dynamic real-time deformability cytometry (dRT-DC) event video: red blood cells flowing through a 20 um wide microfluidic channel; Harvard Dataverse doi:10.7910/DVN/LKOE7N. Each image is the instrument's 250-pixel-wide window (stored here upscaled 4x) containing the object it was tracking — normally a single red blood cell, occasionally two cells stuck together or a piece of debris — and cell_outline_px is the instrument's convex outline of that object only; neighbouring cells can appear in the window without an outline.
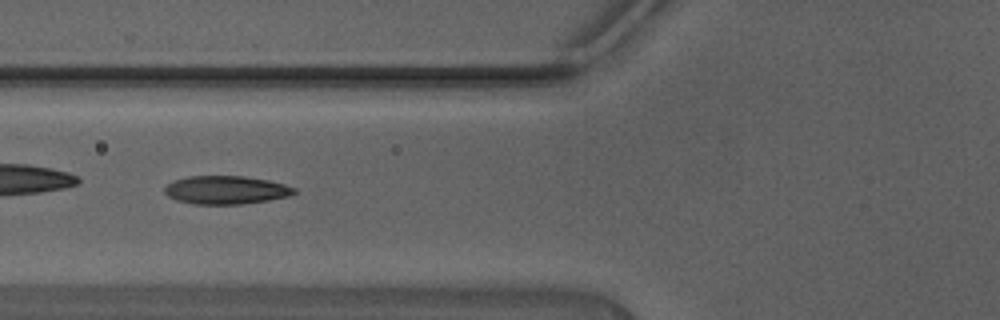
{"species": "Egyptian fruit bat (a non-hibernating species)", "species_latin": "Rousettus aegyptiacus", "temperature_condition": "warm", "stored_images_in_passage": 32, "segment_of_instrument_passage": [1, 2], "camera_frame_rate_fps": 3000, "um_per_image_px": 0.085, "animal": {"sex": "male"}, "frame": {"image": 1, "passage_image": 3, "time_ms": 0.667, "image_size_px": [1000, 320], "cell_outline_px": [[296, 192], [288, 196], [268, 200], [244, 204], [192, 204], [176, 200], [168, 196], [164, 192], [164, 188], [172, 180], [188, 176], [244, 176], [268, 180], [284, 184], [296, 188]], "centroid_in_image_um": [19.18, 16.15], "position_along_channel_um": 106.6, "area_um2": 21.44}}
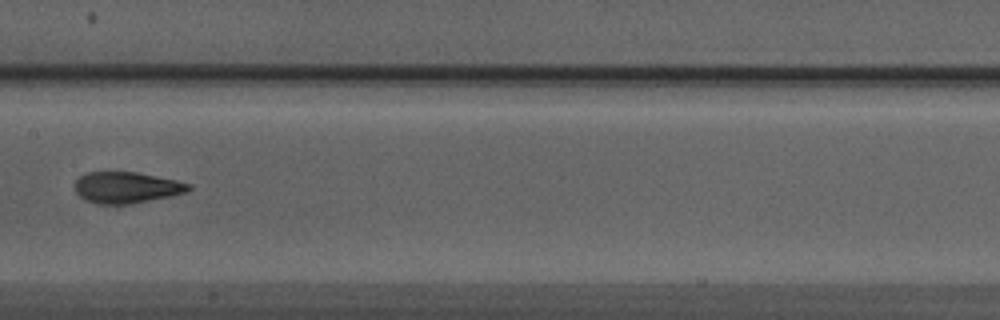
{"frame": {"image": 2, "passage_image": 9, "time_ms": 2.667, "image_size_px": [1000, 320], "cell_outline_px": [[192, 188], [188, 192], [172, 196], [132, 204], [96, 204], [84, 200], [76, 192], [76, 180], [80, 176], [88, 172], [136, 172], [176, 180], [192, 184]], "centroid_in_image_um": [10.79, 15.95], "position_along_channel_um": 196.6, "area_um2": 20.87}}
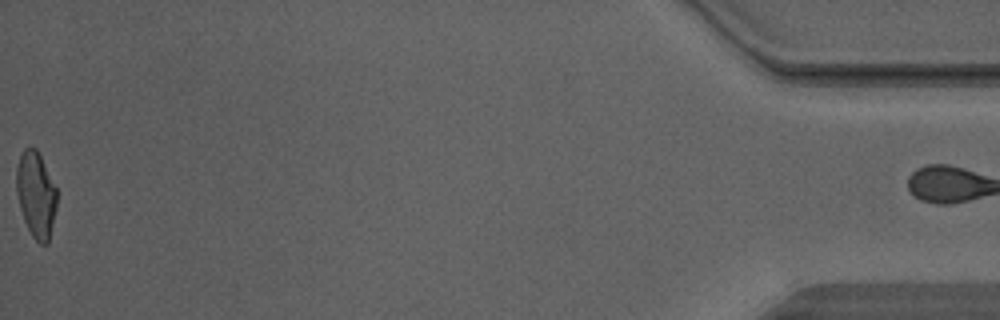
{"frame": {"image": 3, "passage_image": 31, "time_ms": 10.0, "image_size_px": [1000, 320], "cell_outline_px": [[56, 208], [48, 244], [40, 244], [32, 236], [24, 220], [20, 208], [16, 192], [16, 168], [20, 156], [24, 148], [28, 144], [36, 148], [56, 188]], "centroid_in_image_um": [3.04, 16.52], "position_along_channel_um": 432.2, "area_um2": 20.17}}